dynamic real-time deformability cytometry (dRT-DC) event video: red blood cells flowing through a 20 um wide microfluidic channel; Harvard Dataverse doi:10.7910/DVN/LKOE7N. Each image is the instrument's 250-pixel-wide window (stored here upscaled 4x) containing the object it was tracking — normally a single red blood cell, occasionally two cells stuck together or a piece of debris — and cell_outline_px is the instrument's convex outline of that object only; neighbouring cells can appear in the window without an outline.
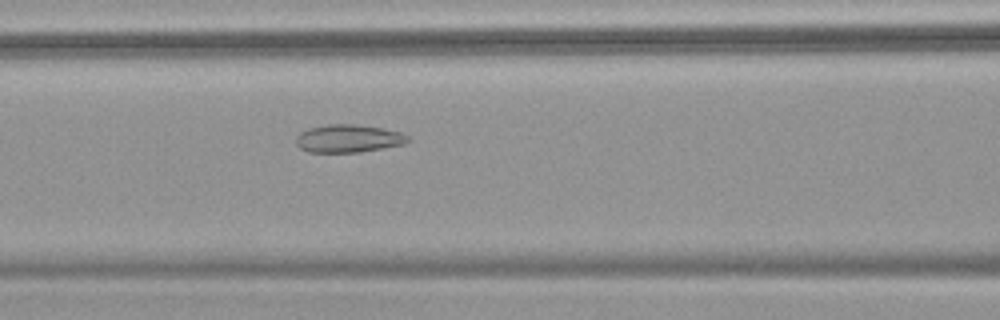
{"species": "common noctule bat (a hibernating species)", "species_latin": "Nyctalus noctula", "temperature_condition": "warm", "stored_images_in_passage": 42, "camera_frame_rate_fps": 3000, "um_per_image_px": 0.085, "animal": {"sex": "female", "body_mass_g": 18.4}, "frame": {"image": 1, "passage_image": 12, "time_ms": 3.667, "image_size_px": [1000, 320], "cell_outline_px": [[408, 140], [404, 144], [360, 152], [308, 152], [300, 148], [296, 144], [296, 136], [300, 132], [308, 128], [328, 124], [356, 124], [384, 128], [400, 132], [408, 136]], "centroid_in_image_um": [29.58, 11.77], "position_along_channel_um": 137.0, "area_um2": 18.21}}
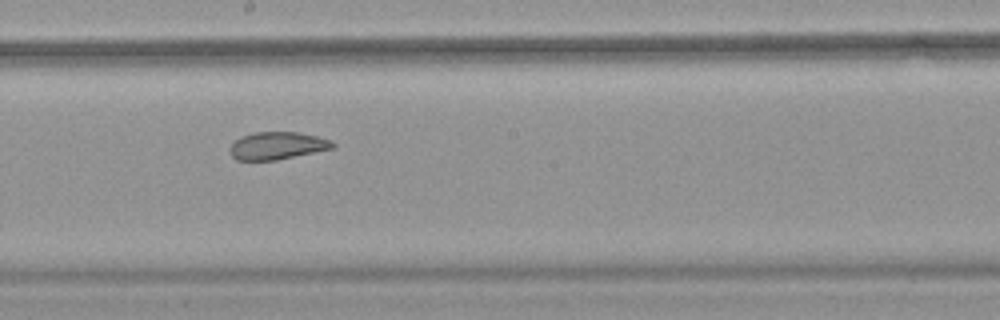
{"frame": {"image": 2, "passage_image": 19, "time_ms": 6.0, "image_size_px": [1000, 320], "cell_outline_px": [[336, 148], [276, 160], [236, 160], [232, 156], [232, 144], [240, 136], [256, 132], [300, 132], [332, 140], [336, 144]], "centroid_in_image_um": [23.63, 12.38], "position_along_channel_um": 224.6, "area_um2": 16.47}}
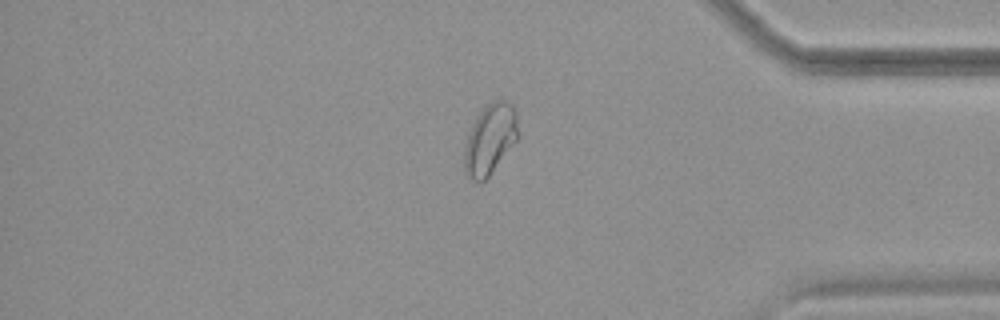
{"frame": {"image": 3, "passage_image": 34, "time_ms": 11.0, "image_size_px": [1000, 320], "cell_outline_px": [[520, 136], [488, 176], [480, 184], [472, 180], [464, 172], [464, 148], [472, 124], [476, 116], [492, 100], [504, 100], [512, 104], [516, 112]], "centroid_in_image_um": [41.66, 11.83], "position_along_channel_um": 393.5, "area_um2": 22.08}, "authors_computed_cell_mechanics": {"area_um2": 19.2763, "velocity_mm_per_s": 3.7764, "shape_relaxation_time_tau1_ms": null, "shape_relaxation_time_tau2_ms": 1.6173, "deformation_change_tau1": null, "deformation_change_tau2": 0.0717}}